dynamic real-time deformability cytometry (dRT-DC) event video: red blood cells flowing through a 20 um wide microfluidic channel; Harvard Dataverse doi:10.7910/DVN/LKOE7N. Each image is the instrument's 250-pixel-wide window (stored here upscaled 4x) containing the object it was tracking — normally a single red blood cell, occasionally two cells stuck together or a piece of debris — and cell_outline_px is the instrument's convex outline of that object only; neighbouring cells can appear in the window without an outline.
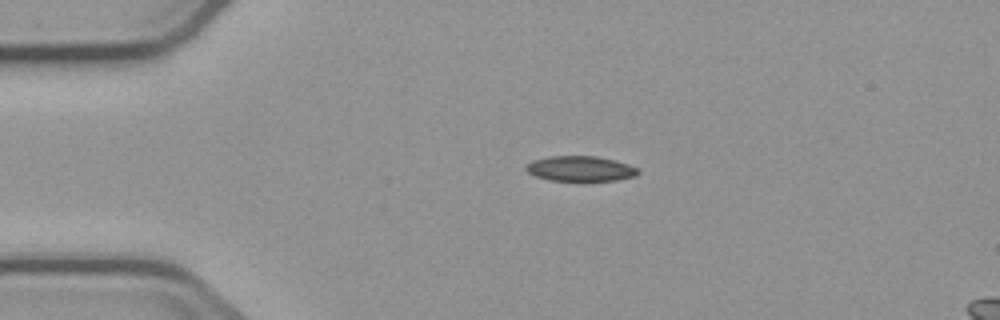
{"species": "common noctule bat (a hibernating species)", "species_latin": "Nyctalus noctula", "temperature_condition": "cold", "stored_images_in_passage": 3, "segment_of_instrument_passage": [1, 2], "camera_frame_rate_fps": 3000, "um_per_image_px": 0.085, "animal": {"sex": "male", "body_mass_g": 23.1, "forearm_length_mm": 52.7}, "frame": {"image": 1, "passage_image": 1, "time_ms": 0.0, "image_size_px": [1000, 320], "cell_outline_px": [[640, 172], [636, 176], [616, 180], [552, 180], [536, 176], [528, 172], [524, 168], [524, 164], [532, 160], [548, 156], [596, 156], [628, 164], [636, 168]], "centroid_in_image_um": [49.28, 14.32], "position_along_channel_um": 35.7, "area_um2": 16.3}}